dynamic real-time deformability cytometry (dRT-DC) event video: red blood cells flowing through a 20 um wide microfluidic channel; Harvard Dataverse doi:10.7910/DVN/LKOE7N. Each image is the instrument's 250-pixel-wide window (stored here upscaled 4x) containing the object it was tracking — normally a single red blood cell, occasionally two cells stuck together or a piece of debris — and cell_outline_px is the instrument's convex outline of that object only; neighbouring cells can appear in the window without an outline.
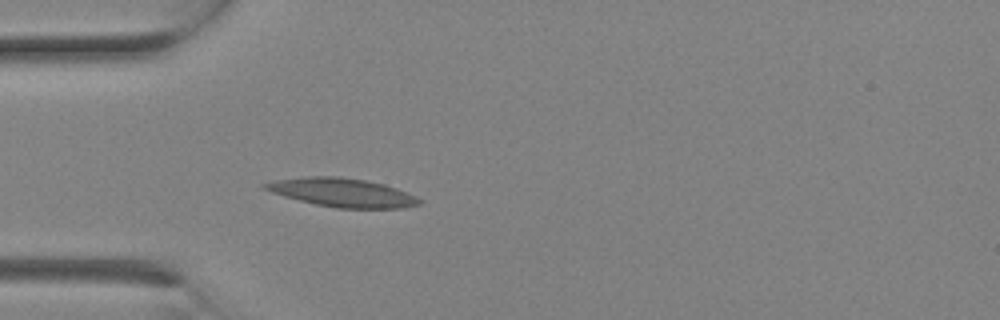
{"species": "Egyptian fruit bat (a non-hibernating species)", "species_latin": "Rousettus aegyptiacus", "temperature_condition": "room temperature", "stored_images_in_passage": 2, "camera_frame_rate_fps": 3000, "um_per_image_px": 0.085, "animal": {"sex": "female"}, "frame": {"image": 1, "passage_image": 2, "time_ms": 0.333, "image_size_px": [1000, 320], "cell_outline_px": [[424, 200], [420, 204], [404, 208], [336, 208], [316, 204], [284, 196], [272, 192], [264, 188], [260, 184], [272, 180], [308, 176], [336, 176], [364, 180], [384, 184], [396, 188], [416, 196]], "centroid_in_image_um": [29.1, 16.36], "position_along_channel_um": 55.9, "area_um2": 25.72}}